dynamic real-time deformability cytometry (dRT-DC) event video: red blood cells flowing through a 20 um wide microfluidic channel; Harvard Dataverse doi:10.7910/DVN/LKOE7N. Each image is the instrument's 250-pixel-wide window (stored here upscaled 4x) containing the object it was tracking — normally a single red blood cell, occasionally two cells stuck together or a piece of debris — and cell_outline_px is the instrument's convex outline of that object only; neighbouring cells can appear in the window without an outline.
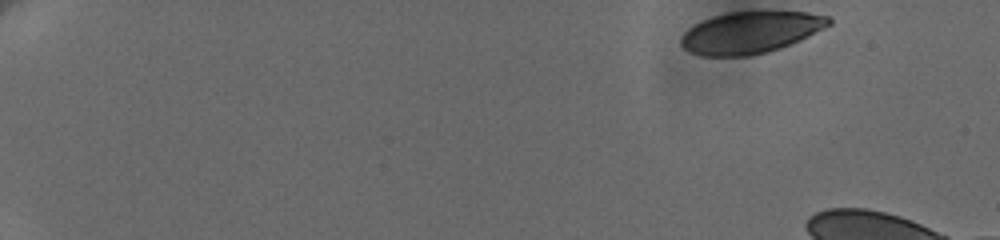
{"species": "human", "species_latin": "Homo sapiens", "temperature_condition": "cold", "stored_images_in_passage": 13, "camera_frame_rate_fps": 3000, "um_per_image_px": 0.085, "donor": {"sex": "female"}, "frame": {"image": 1, "passage_image": 1, "time_ms": 0.0, "image_size_px": [1000, 240], "cell_outline_px": [[832, 24], [800, 40], [780, 48], [768, 52], [748, 56], [700, 56], [688, 52], [680, 44], [680, 36], [688, 28], [712, 16], [728, 12], [808, 12], [828, 16], [832, 20]], "centroid_in_image_um": [63.77, 2.77], "position_along_channel_um": 21.2, "area_um2": 36.01}}